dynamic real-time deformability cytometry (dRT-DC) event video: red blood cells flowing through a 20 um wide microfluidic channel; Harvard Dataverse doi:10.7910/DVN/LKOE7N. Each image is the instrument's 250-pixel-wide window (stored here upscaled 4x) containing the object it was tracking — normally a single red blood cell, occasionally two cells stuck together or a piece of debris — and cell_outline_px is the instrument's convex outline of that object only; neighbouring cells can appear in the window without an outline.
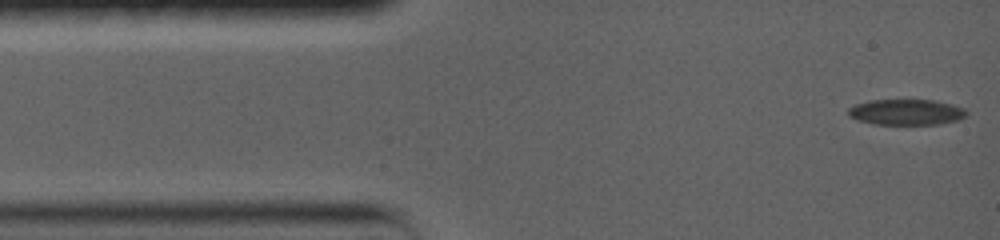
{"species": "common noctule bat (a hibernating species)", "species_latin": "Nyctalus noctula", "temperature_condition": "warm", "stored_images_in_passage": 9, "camera_frame_rate_fps": 5000, "um_per_image_px": 0.085, "animal": {"sex": "female", "body_mass_g": 19.0, "forearm_length_mm": 56.7}, "frame": {"image": 1, "passage_image": 1, "time_ms": 0.0, "image_size_px": [1000, 240], "cell_outline_px": [[968, 112], [960, 120], [936, 124], [872, 124], [848, 116], [848, 108], [856, 104], [872, 100], [936, 100], [952, 104], [964, 108]], "centroid_in_image_um": [77.05, 9.52], "position_along_channel_um": 8.0, "area_um2": 17.69}}
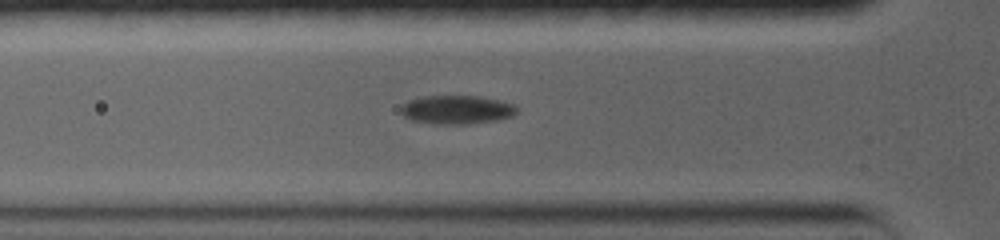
{"frame": {"image": 2, "passage_image": 6, "time_ms": 4.2, "image_size_px": [1000, 240], "cell_outline_px": [[516, 112], [512, 116], [496, 120], [464, 124], [436, 124], [412, 120], [404, 116], [400, 112], [400, 108], [408, 100], [424, 96], [480, 96], [512, 104], [516, 108]], "centroid_in_image_um": [38.77, 9.32], "position_along_channel_um": 87.0, "area_um2": 19.13}}
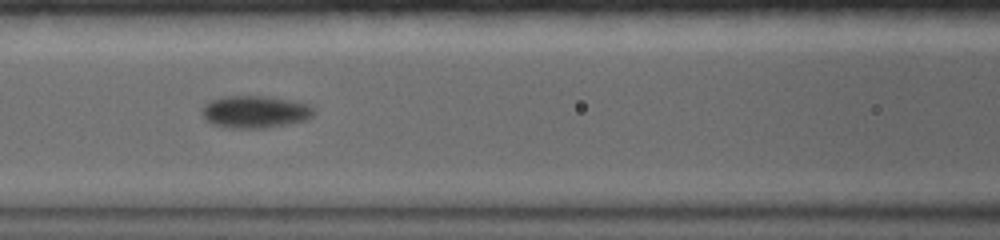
{"frame": {"image": 3, "passage_image": 8, "time_ms": 5.8, "image_size_px": [1000, 240], "cell_outline_px": [[316, 112], [308, 120], [288, 124], [264, 128], [228, 128], [212, 124], [204, 120], [204, 104], [220, 96], [264, 96], [288, 100], [308, 104], [316, 108]], "centroid_in_image_um": [21.71, 9.51], "position_along_channel_um": 144.9, "area_um2": 21.15}}